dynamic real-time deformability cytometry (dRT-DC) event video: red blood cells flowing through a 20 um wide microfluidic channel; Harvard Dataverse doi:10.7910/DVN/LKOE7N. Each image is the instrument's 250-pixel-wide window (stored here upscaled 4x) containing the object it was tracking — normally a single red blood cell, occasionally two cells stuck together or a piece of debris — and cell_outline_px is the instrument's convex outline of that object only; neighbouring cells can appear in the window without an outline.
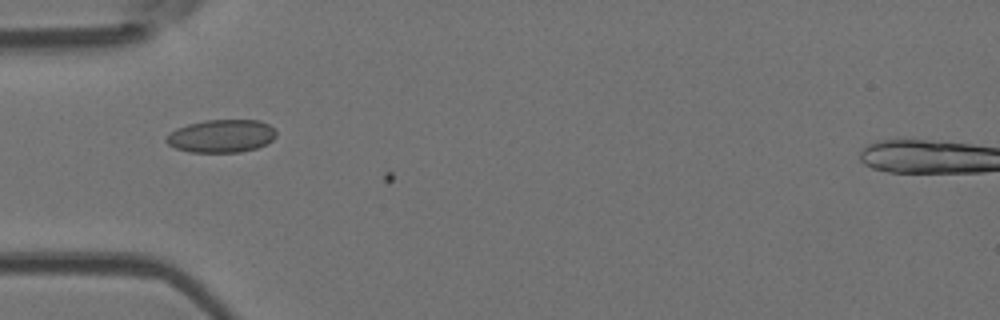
{"species": "Egyptian fruit bat (a non-hibernating species)", "species_latin": "Rousettus aegyptiacus", "temperature_condition": "room temperature", "stored_images_in_passage": 2, "camera_frame_rate_fps": 3000, "um_per_image_px": 0.085, "animal": {"sex": "female"}, "frame": {"image": 1, "passage_image": 1, "time_ms": 0.0, "image_size_px": [1000, 320], "cell_outline_px": [[276, 136], [272, 140], [256, 148], [240, 152], [188, 152], [176, 148], [168, 144], [164, 140], [168, 132], [176, 128], [188, 124], [204, 120], [260, 120], [268, 124], [276, 132]], "centroid_in_image_um": [18.77, 11.56], "position_along_channel_um": 66.2, "area_um2": 21.15}}